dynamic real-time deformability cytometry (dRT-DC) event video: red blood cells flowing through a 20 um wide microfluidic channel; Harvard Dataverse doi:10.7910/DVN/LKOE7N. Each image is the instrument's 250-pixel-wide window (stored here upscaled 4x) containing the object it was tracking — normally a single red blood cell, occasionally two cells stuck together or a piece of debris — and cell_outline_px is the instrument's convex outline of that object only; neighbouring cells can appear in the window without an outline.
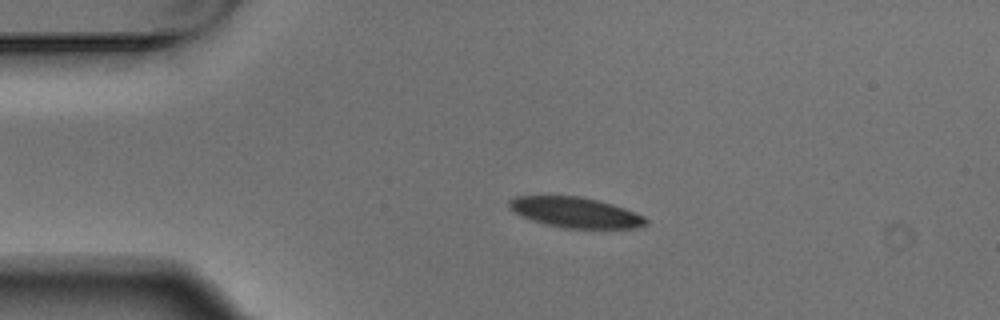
{"species": "Egyptian fruit bat (a non-hibernating species)", "species_latin": "Rousettus aegyptiacus", "temperature_condition": "warm", "stored_images_in_passage": 5, "camera_frame_rate_fps": 3000, "um_per_image_px": 0.085, "animal": {"sex": "male"}, "frame": {"image": 1, "passage_image": 4, "time_ms": 1.0, "image_size_px": [1000, 320], "cell_outline_px": [[648, 224], [636, 228], [564, 228], [544, 224], [532, 220], [508, 208], [508, 200], [516, 196], [580, 196], [612, 204], [624, 208], [644, 216], [648, 220]], "centroid_in_image_um": [48.92, 18.06], "position_along_channel_um": 36.1, "area_um2": 24.1}}